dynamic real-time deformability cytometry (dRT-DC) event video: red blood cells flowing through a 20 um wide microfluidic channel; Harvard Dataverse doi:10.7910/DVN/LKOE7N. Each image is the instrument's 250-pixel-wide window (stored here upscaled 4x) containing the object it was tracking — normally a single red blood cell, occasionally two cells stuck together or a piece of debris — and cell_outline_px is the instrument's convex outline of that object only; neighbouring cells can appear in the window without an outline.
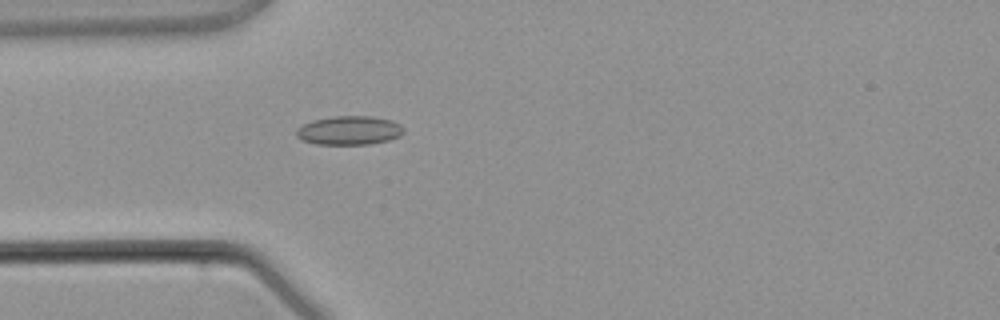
{"species": "common noctule bat (a hibernating species)", "species_latin": "Nyctalus noctula", "temperature_condition": "warm", "stored_images_in_passage": 2, "camera_frame_rate_fps": 3000, "um_per_image_px": 0.085, "animal": {"sex": "male", "body_mass_g": 21.5, "forearm_length_mm": 52.0}, "frame": {"image": 1, "passage_image": 2, "time_ms": 1.333, "image_size_px": [1000, 320], "cell_outline_px": [[404, 132], [400, 136], [388, 140], [368, 144], [316, 144], [300, 140], [296, 136], [296, 128], [312, 120], [332, 116], [372, 116], [392, 120], [400, 124], [404, 128]], "centroid_in_image_um": [29.67, 11.08], "position_along_channel_um": 55.3, "area_um2": 18.21}}